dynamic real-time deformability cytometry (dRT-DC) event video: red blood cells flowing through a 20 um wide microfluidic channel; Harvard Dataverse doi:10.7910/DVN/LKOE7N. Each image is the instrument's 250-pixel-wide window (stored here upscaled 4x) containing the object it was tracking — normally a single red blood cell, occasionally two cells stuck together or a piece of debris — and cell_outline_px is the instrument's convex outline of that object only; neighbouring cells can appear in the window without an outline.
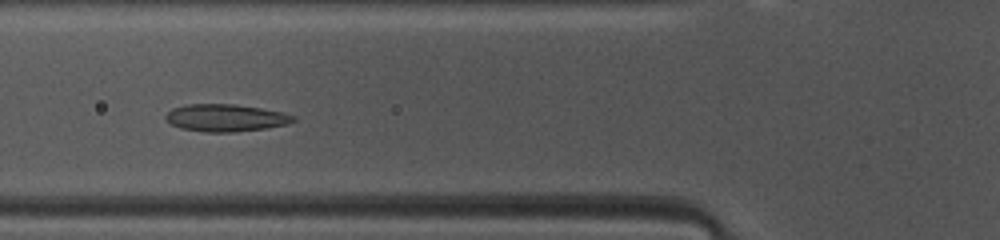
{"species": "common noctule bat (a hibernating species)", "species_latin": "Nyctalus noctula", "temperature_condition": "warm", "stored_images_in_passage": 37, "camera_frame_rate_fps": 3000, "um_per_image_px": 0.085, "animal": {"sex": "female", "body_mass_g": 10.0, "forearm_length_mm": 53.1}, "frame": {"image": 1, "passage_image": 6, "time_ms": 1.667, "image_size_px": [1000, 240], "cell_outline_px": [[296, 120], [288, 124], [264, 128], [236, 132], [204, 132], [180, 128], [172, 124], [164, 116], [172, 108], [188, 104], [236, 104], [260, 108], [280, 112], [296, 116]], "centroid_in_image_um": [19.18, 10.01], "position_along_channel_um": 106.6, "area_um2": 20.23}}
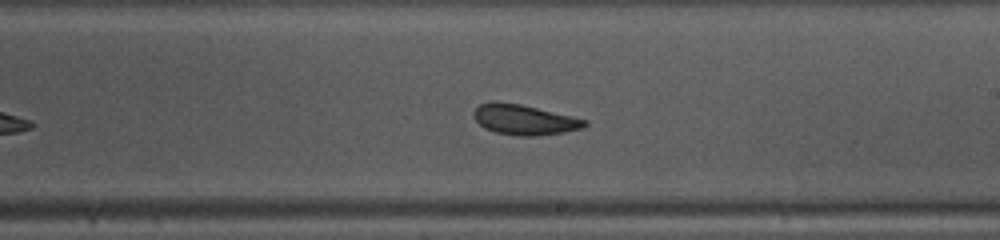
{"frame": {"image": 2, "passage_image": 16, "time_ms": 5.0, "image_size_px": [1000, 240], "cell_outline_px": [[588, 124], [584, 128], [564, 132], [536, 136], [520, 136], [496, 132], [484, 128], [472, 116], [472, 112], [480, 104], [492, 100], [496, 100], [520, 104], [572, 116], [588, 120]], "centroid_in_image_um": [44.55, 10.16], "position_along_channel_um": 244.4, "area_um2": 19.71}}
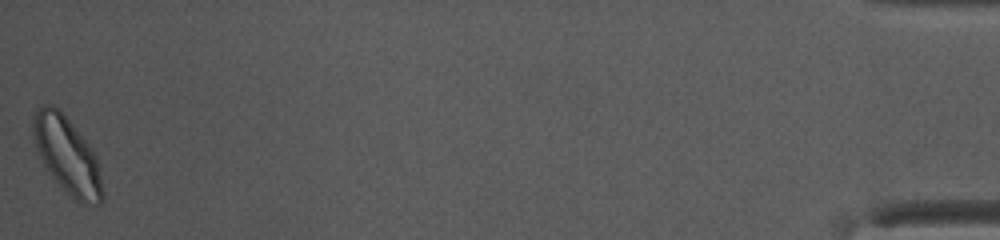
{"frame": {"image": 3, "passage_image": 37, "time_ms": 12.0, "image_size_px": [1000, 240], "cell_outline_px": [[104, 200], [100, 204], [80, 204], [52, 176], [44, 164], [36, 148], [32, 132], [32, 120], [36, 108], [44, 104], [52, 104], [60, 108], [88, 144], [96, 156], [100, 168], [104, 192]], "centroid_in_image_um": [5.72, 13.18], "position_along_channel_um": 429.5, "area_um2": 31.04}, "authors_computed_cell_mechanics": {"area_um2": 20.1144, "velocity_mm_per_s": 4.1315, "shape_relaxation_time_tau1_ms": 5.865, "shape_relaxation_time_tau2_ms": 2.7441, "deformation_change_tau1": 0.1442, "deformation_change_tau2": 0.087}}